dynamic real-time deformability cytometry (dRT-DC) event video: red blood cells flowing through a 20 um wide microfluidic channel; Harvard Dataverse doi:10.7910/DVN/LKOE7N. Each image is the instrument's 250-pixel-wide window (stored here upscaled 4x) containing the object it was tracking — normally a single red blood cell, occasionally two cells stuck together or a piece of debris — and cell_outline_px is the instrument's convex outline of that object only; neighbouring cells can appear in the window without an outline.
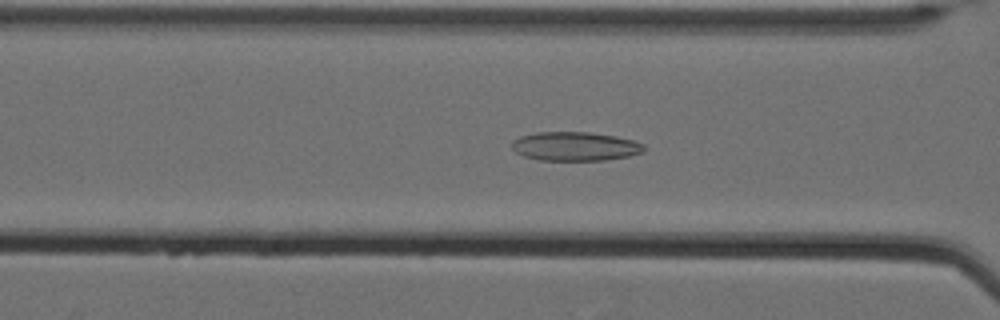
{"species": "Egyptian fruit bat (a non-hibernating species)", "species_latin": "Rousettus aegyptiacus", "temperature_condition": "cold", "stored_images_in_passage": 60, "camera_frame_rate_fps": 3000, "um_per_image_px": 0.085, "animal": {"sex": "female"}, "frame": {"image": 1, "passage_image": 28, "time_ms": 9.0, "image_size_px": [1000, 320], "cell_outline_px": [[644, 152], [628, 156], [604, 160], [540, 160], [524, 156], [516, 152], [512, 148], [512, 140], [520, 136], [536, 132], [588, 132], [616, 136], [632, 140], [644, 144]], "centroid_in_image_um": [48.87, 12.43], "position_along_channel_um": 117.7, "area_um2": 22.25}}
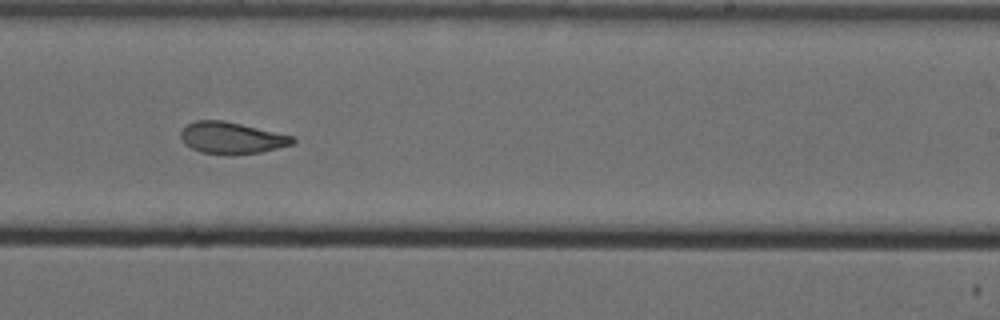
{"frame": {"image": 2, "passage_image": 41, "time_ms": 13.333, "image_size_px": [1000, 320], "cell_outline_px": [[296, 140], [292, 144], [260, 152], [200, 152], [184, 144], [180, 136], [180, 132], [188, 124], [196, 120], [224, 120], [296, 136]], "centroid_in_image_um": [19.7, 11.67], "position_along_channel_um": 269.3, "area_um2": 20.06}}
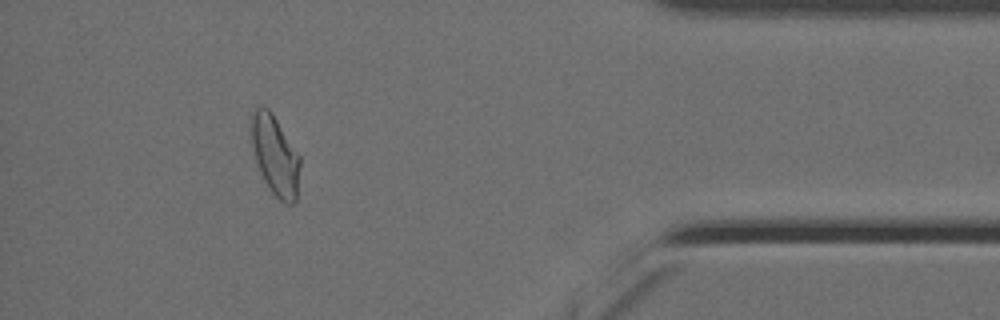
{"frame": {"image": 3, "passage_image": 56, "time_ms": 18.333, "image_size_px": [1000, 320], "cell_outline_px": [[300, 164], [296, 200], [292, 204], [284, 204], [268, 188], [260, 172], [252, 148], [252, 112], [260, 104], [264, 104], [272, 112], [300, 156]], "centroid_in_image_um": [23.39, 13.2], "position_along_channel_um": 411.8, "area_um2": 22.6}, "authors_computed_cell_mechanics": {"area_um2": 23.2067, "velocity_mm_per_s": 3.4947, "shape_relaxation_time_tau1_ms": null, "shape_relaxation_time_tau2_ms": 3.1168, "deformation_change_tau1": null, "deformation_change_tau2": 0.0962}}